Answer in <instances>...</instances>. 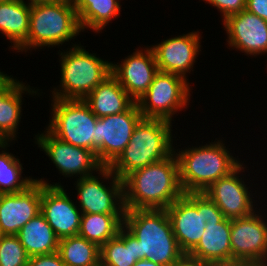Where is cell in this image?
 <instances>
[{"label":"cell","instance_id":"cell-28","mask_svg":"<svg viewBox=\"0 0 267 266\" xmlns=\"http://www.w3.org/2000/svg\"><path fill=\"white\" fill-rule=\"evenodd\" d=\"M124 215L82 214L78 235L101 247L118 235Z\"/></svg>","mask_w":267,"mask_h":266},{"label":"cell","instance_id":"cell-4","mask_svg":"<svg viewBox=\"0 0 267 266\" xmlns=\"http://www.w3.org/2000/svg\"><path fill=\"white\" fill-rule=\"evenodd\" d=\"M81 32L72 0L32 3L27 40L15 52L26 54L33 49L39 51L47 47L49 50L56 46L62 49L61 46L65 47L68 42L70 46H75L78 43L71 40H76Z\"/></svg>","mask_w":267,"mask_h":266},{"label":"cell","instance_id":"cell-31","mask_svg":"<svg viewBox=\"0 0 267 266\" xmlns=\"http://www.w3.org/2000/svg\"><path fill=\"white\" fill-rule=\"evenodd\" d=\"M203 2L217 8L218 12H220L221 21L246 8V0H203Z\"/></svg>","mask_w":267,"mask_h":266},{"label":"cell","instance_id":"cell-39","mask_svg":"<svg viewBox=\"0 0 267 266\" xmlns=\"http://www.w3.org/2000/svg\"><path fill=\"white\" fill-rule=\"evenodd\" d=\"M25 1V0H23ZM49 1H55V0H26L27 3H37V2H49Z\"/></svg>","mask_w":267,"mask_h":266},{"label":"cell","instance_id":"cell-41","mask_svg":"<svg viewBox=\"0 0 267 266\" xmlns=\"http://www.w3.org/2000/svg\"><path fill=\"white\" fill-rule=\"evenodd\" d=\"M10 1H15V0H0V3H3V2H10Z\"/></svg>","mask_w":267,"mask_h":266},{"label":"cell","instance_id":"cell-36","mask_svg":"<svg viewBox=\"0 0 267 266\" xmlns=\"http://www.w3.org/2000/svg\"><path fill=\"white\" fill-rule=\"evenodd\" d=\"M174 266H208V265H205L202 262H199L197 260H193V259L185 256L181 261H179Z\"/></svg>","mask_w":267,"mask_h":266},{"label":"cell","instance_id":"cell-26","mask_svg":"<svg viewBox=\"0 0 267 266\" xmlns=\"http://www.w3.org/2000/svg\"><path fill=\"white\" fill-rule=\"evenodd\" d=\"M138 260V240L124 226L100 247V266H133Z\"/></svg>","mask_w":267,"mask_h":266},{"label":"cell","instance_id":"cell-2","mask_svg":"<svg viewBox=\"0 0 267 266\" xmlns=\"http://www.w3.org/2000/svg\"><path fill=\"white\" fill-rule=\"evenodd\" d=\"M217 140V141H216ZM220 137L196 146L174 149L184 193H203L212 183L234 171L243 161L234 157ZM185 147V148H184Z\"/></svg>","mask_w":267,"mask_h":266},{"label":"cell","instance_id":"cell-7","mask_svg":"<svg viewBox=\"0 0 267 266\" xmlns=\"http://www.w3.org/2000/svg\"><path fill=\"white\" fill-rule=\"evenodd\" d=\"M51 110L46 128L58 139L94 153V115L84 100L50 98Z\"/></svg>","mask_w":267,"mask_h":266},{"label":"cell","instance_id":"cell-32","mask_svg":"<svg viewBox=\"0 0 267 266\" xmlns=\"http://www.w3.org/2000/svg\"><path fill=\"white\" fill-rule=\"evenodd\" d=\"M27 266H65L58 252L29 257Z\"/></svg>","mask_w":267,"mask_h":266},{"label":"cell","instance_id":"cell-29","mask_svg":"<svg viewBox=\"0 0 267 266\" xmlns=\"http://www.w3.org/2000/svg\"><path fill=\"white\" fill-rule=\"evenodd\" d=\"M57 252L65 266H100V247L79 235L60 239Z\"/></svg>","mask_w":267,"mask_h":266},{"label":"cell","instance_id":"cell-30","mask_svg":"<svg viewBox=\"0 0 267 266\" xmlns=\"http://www.w3.org/2000/svg\"><path fill=\"white\" fill-rule=\"evenodd\" d=\"M29 255L17 235H4L0 241V266H27Z\"/></svg>","mask_w":267,"mask_h":266},{"label":"cell","instance_id":"cell-21","mask_svg":"<svg viewBox=\"0 0 267 266\" xmlns=\"http://www.w3.org/2000/svg\"><path fill=\"white\" fill-rule=\"evenodd\" d=\"M186 256L205 265L231 260V220L206 224L199 243Z\"/></svg>","mask_w":267,"mask_h":266},{"label":"cell","instance_id":"cell-40","mask_svg":"<svg viewBox=\"0 0 267 266\" xmlns=\"http://www.w3.org/2000/svg\"><path fill=\"white\" fill-rule=\"evenodd\" d=\"M3 236H4V234H3L2 230H1V227H0V241L3 238Z\"/></svg>","mask_w":267,"mask_h":266},{"label":"cell","instance_id":"cell-10","mask_svg":"<svg viewBox=\"0 0 267 266\" xmlns=\"http://www.w3.org/2000/svg\"><path fill=\"white\" fill-rule=\"evenodd\" d=\"M244 164L242 162L234 171L212 183L203 192V194L218 206L224 218L230 220L248 217L260 208L257 207L259 206V201L257 199L254 200V198H257V192L255 191L253 193V189H250L253 184L248 181L250 178L248 179L245 176L246 171L244 169L247 170V173H249L248 170L250 169ZM254 194L256 197L253 196Z\"/></svg>","mask_w":267,"mask_h":266},{"label":"cell","instance_id":"cell-19","mask_svg":"<svg viewBox=\"0 0 267 266\" xmlns=\"http://www.w3.org/2000/svg\"><path fill=\"white\" fill-rule=\"evenodd\" d=\"M42 183L35 181L25 191L0 194V227L4 235H17L41 212Z\"/></svg>","mask_w":267,"mask_h":266},{"label":"cell","instance_id":"cell-15","mask_svg":"<svg viewBox=\"0 0 267 266\" xmlns=\"http://www.w3.org/2000/svg\"><path fill=\"white\" fill-rule=\"evenodd\" d=\"M202 33L197 31L182 35H175L162 39L161 42L150 45L154 52L159 71L178 74L187 80L188 73L192 74L195 69L197 57L201 53Z\"/></svg>","mask_w":267,"mask_h":266},{"label":"cell","instance_id":"cell-35","mask_svg":"<svg viewBox=\"0 0 267 266\" xmlns=\"http://www.w3.org/2000/svg\"><path fill=\"white\" fill-rule=\"evenodd\" d=\"M213 266H267V265L250 260L231 259L215 263Z\"/></svg>","mask_w":267,"mask_h":266},{"label":"cell","instance_id":"cell-1","mask_svg":"<svg viewBox=\"0 0 267 266\" xmlns=\"http://www.w3.org/2000/svg\"><path fill=\"white\" fill-rule=\"evenodd\" d=\"M123 193L125 210L168 208L184 195L176 154L128 174Z\"/></svg>","mask_w":267,"mask_h":266},{"label":"cell","instance_id":"cell-24","mask_svg":"<svg viewBox=\"0 0 267 266\" xmlns=\"http://www.w3.org/2000/svg\"><path fill=\"white\" fill-rule=\"evenodd\" d=\"M121 1L123 0H72L76 9L81 31L102 33L114 19L121 15Z\"/></svg>","mask_w":267,"mask_h":266},{"label":"cell","instance_id":"cell-38","mask_svg":"<svg viewBox=\"0 0 267 266\" xmlns=\"http://www.w3.org/2000/svg\"><path fill=\"white\" fill-rule=\"evenodd\" d=\"M12 77V75H8L4 71L0 70V88Z\"/></svg>","mask_w":267,"mask_h":266},{"label":"cell","instance_id":"cell-5","mask_svg":"<svg viewBox=\"0 0 267 266\" xmlns=\"http://www.w3.org/2000/svg\"><path fill=\"white\" fill-rule=\"evenodd\" d=\"M172 124L164 119L142 118L123 152L109 166L111 171L123 180L137 169L168 158L177 147Z\"/></svg>","mask_w":267,"mask_h":266},{"label":"cell","instance_id":"cell-12","mask_svg":"<svg viewBox=\"0 0 267 266\" xmlns=\"http://www.w3.org/2000/svg\"><path fill=\"white\" fill-rule=\"evenodd\" d=\"M34 134V144L49 157L58 174L66 179L88 177L98 172L103 166L96 155L88 149L76 147L52 135L46 128Z\"/></svg>","mask_w":267,"mask_h":266},{"label":"cell","instance_id":"cell-18","mask_svg":"<svg viewBox=\"0 0 267 266\" xmlns=\"http://www.w3.org/2000/svg\"><path fill=\"white\" fill-rule=\"evenodd\" d=\"M227 33V47L257 58L267 54V21L246 9L228 16L221 24Z\"/></svg>","mask_w":267,"mask_h":266},{"label":"cell","instance_id":"cell-22","mask_svg":"<svg viewBox=\"0 0 267 266\" xmlns=\"http://www.w3.org/2000/svg\"><path fill=\"white\" fill-rule=\"evenodd\" d=\"M98 118L126 111L135 101L110 75L84 99Z\"/></svg>","mask_w":267,"mask_h":266},{"label":"cell","instance_id":"cell-16","mask_svg":"<svg viewBox=\"0 0 267 266\" xmlns=\"http://www.w3.org/2000/svg\"><path fill=\"white\" fill-rule=\"evenodd\" d=\"M264 211L261 207L248 217L231 220V259L267 265V213L262 214Z\"/></svg>","mask_w":267,"mask_h":266},{"label":"cell","instance_id":"cell-33","mask_svg":"<svg viewBox=\"0 0 267 266\" xmlns=\"http://www.w3.org/2000/svg\"><path fill=\"white\" fill-rule=\"evenodd\" d=\"M204 217L205 223L221 222L224 215L218 206L204 194Z\"/></svg>","mask_w":267,"mask_h":266},{"label":"cell","instance_id":"cell-23","mask_svg":"<svg viewBox=\"0 0 267 266\" xmlns=\"http://www.w3.org/2000/svg\"><path fill=\"white\" fill-rule=\"evenodd\" d=\"M30 6L23 0L0 3V33L11 43V51L15 52L27 40Z\"/></svg>","mask_w":267,"mask_h":266},{"label":"cell","instance_id":"cell-34","mask_svg":"<svg viewBox=\"0 0 267 266\" xmlns=\"http://www.w3.org/2000/svg\"><path fill=\"white\" fill-rule=\"evenodd\" d=\"M245 9L267 21V0H246Z\"/></svg>","mask_w":267,"mask_h":266},{"label":"cell","instance_id":"cell-25","mask_svg":"<svg viewBox=\"0 0 267 266\" xmlns=\"http://www.w3.org/2000/svg\"><path fill=\"white\" fill-rule=\"evenodd\" d=\"M29 257L58 251L59 238L40 212L25 224L17 234Z\"/></svg>","mask_w":267,"mask_h":266},{"label":"cell","instance_id":"cell-37","mask_svg":"<svg viewBox=\"0 0 267 266\" xmlns=\"http://www.w3.org/2000/svg\"><path fill=\"white\" fill-rule=\"evenodd\" d=\"M133 266H163L148 259H139Z\"/></svg>","mask_w":267,"mask_h":266},{"label":"cell","instance_id":"cell-9","mask_svg":"<svg viewBox=\"0 0 267 266\" xmlns=\"http://www.w3.org/2000/svg\"><path fill=\"white\" fill-rule=\"evenodd\" d=\"M74 182V201L82 214L124 215L123 180L109 167L103 166L95 174Z\"/></svg>","mask_w":267,"mask_h":266},{"label":"cell","instance_id":"cell-8","mask_svg":"<svg viewBox=\"0 0 267 266\" xmlns=\"http://www.w3.org/2000/svg\"><path fill=\"white\" fill-rule=\"evenodd\" d=\"M190 83L178 74L158 71L148 90L136 102L143 118L174 121V115L186 111L190 104L193 94Z\"/></svg>","mask_w":267,"mask_h":266},{"label":"cell","instance_id":"cell-3","mask_svg":"<svg viewBox=\"0 0 267 266\" xmlns=\"http://www.w3.org/2000/svg\"><path fill=\"white\" fill-rule=\"evenodd\" d=\"M123 226L138 240L139 259L174 266L186 256L165 209L125 210Z\"/></svg>","mask_w":267,"mask_h":266},{"label":"cell","instance_id":"cell-11","mask_svg":"<svg viewBox=\"0 0 267 266\" xmlns=\"http://www.w3.org/2000/svg\"><path fill=\"white\" fill-rule=\"evenodd\" d=\"M142 118V113L134 102L122 113L97 119L94 154L102 166L109 167L119 157L130 141L135 126Z\"/></svg>","mask_w":267,"mask_h":266},{"label":"cell","instance_id":"cell-6","mask_svg":"<svg viewBox=\"0 0 267 266\" xmlns=\"http://www.w3.org/2000/svg\"><path fill=\"white\" fill-rule=\"evenodd\" d=\"M78 43L65 50L62 48L63 52L59 49L60 84L50 90V98L84 100L111 75L110 60L102 59Z\"/></svg>","mask_w":267,"mask_h":266},{"label":"cell","instance_id":"cell-17","mask_svg":"<svg viewBox=\"0 0 267 266\" xmlns=\"http://www.w3.org/2000/svg\"><path fill=\"white\" fill-rule=\"evenodd\" d=\"M120 62H111V75L137 102L148 90L159 71L154 52L149 45L144 48L139 46Z\"/></svg>","mask_w":267,"mask_h":266},{"label":"cell","instance_id":"cell-13","mask_svg":"<svg viewBox=\"0 0 267 266\" xmlns=\"http://www.w3.org/2000/svg\"><path fill=\"white\" fill-rule=\"evenodd\" d=\"M35 181L42 183L41 213L56 236L62 239L78 235L82 213L64 185L51 184L44 177L35 178Z\"/></svg>","mask_w":267,"mask_h":266},{"label":"cell","instance_id":"cell-14","mask_svg":"<svg viewBox=\"0 0 267 266\" xmlns=\"http://www.w3.org/2000/svg\"><path fill=\"white\" fill-rule=\"evenodd\" d=\"M165 210L178 245L187 255L199 243L206 229L204 194L184 193Z\"/></svg>","mask_w":267,"mask_h":266},{"label":"cell","instance_id":"cell-27","mask_svg":"<svg viewBox=\"0 0 267 266\" xmlns=\"http://www.w3.org/2000/svg\"><path fill=\"white\" fill-rule=\"evenodd\" d=\"M13 143L0 141V194L25 191L35 182L34 176H22L23 163L19 156L9 152L8 147Z\"/></svg>","mask_w":267,"mask_h":266},{"label":"cell","instance_id":"cell-20","mask_svg":"<svg viewBox=\"0 0 267 266\" xmlns=\"http://www.w3.org/2000/svg\"><path fill=\"white\" fill-rule=\"evenodd\" d=\"M41 89L26 85L22 80L13 76L0 88V141H18L17 134L21 117L23 116L24 94L42 96ZM39 92V93H38Z\"/></svg>","mask_w":267,"mask_h":266}]
</instances>
